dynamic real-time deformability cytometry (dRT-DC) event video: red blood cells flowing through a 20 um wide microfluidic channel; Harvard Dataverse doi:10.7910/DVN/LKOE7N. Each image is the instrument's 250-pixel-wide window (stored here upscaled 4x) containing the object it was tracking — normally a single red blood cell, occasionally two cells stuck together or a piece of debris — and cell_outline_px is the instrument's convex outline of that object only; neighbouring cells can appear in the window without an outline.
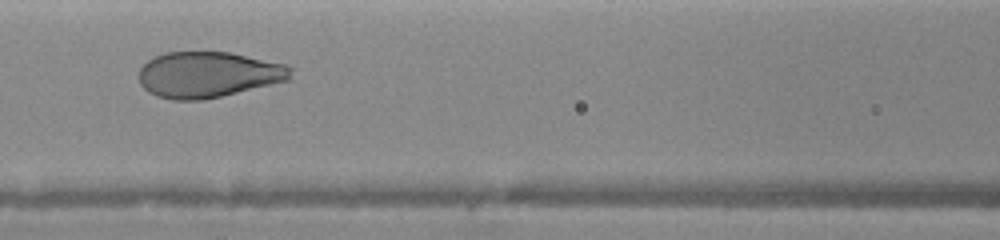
{"species": "human", "species_latin": "Homo sapiens", "temperature_condition": "warm", "stored_images_in_passage": 18, "camera_frame_rate_fps": 3000, "um_per_image_px": 0.085, "donor": {"sex": "female"}, "frame": {"image": 1, "passage_image": 8, "time_ms": 3.667, "image_size_px": [1000, 240], "cell_outline_px": [[292, 80], [220, 96], [200, 100], [172, 100], [156, 96], [148, 92], [140, 84], [140, 68], [148, 60], [164, 52], [232, 52], [284, 64], [292, 68]], "centroid_in_image_um": [17.72, 6.34], "position_along_channel_um": 148.9, "area_um2": 40.69}}
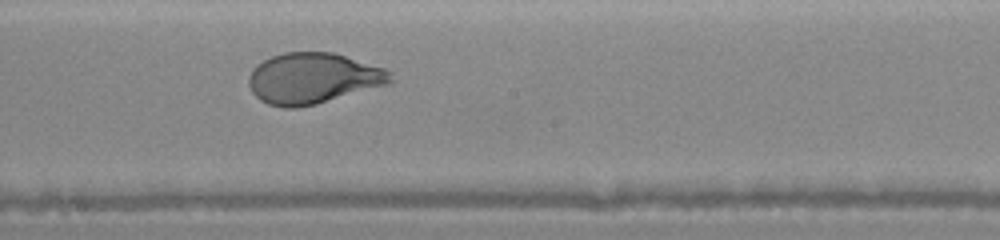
{"frame": {"image": 2, "passage_image": 11, "time_ms": 5.333, "image_size_px": [1000, 240], "cell_outline_px": [[396, 80], [392, 84], [316, 104], [296, 108], [284, 108], [268, 104], [260, 100], [252, 92], [248, 84], [248, 76], [252, 68], [256, 64], [272, 56], [284, 52], [332, 52], [384, 68], [392, 72]], "centroid_in_image_um": [26.63, 6.67], "position_along_channel_um": 221.6, "area_um2": 42.48}}
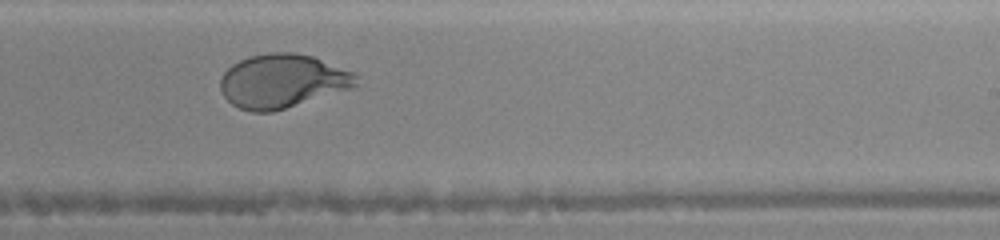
{"frame": {"image": 3, "passage_image": 13, "time_ms": 6.333, "image_size_px": [1000, 240], "cell_outline_px": [[356, 84], [352, 88], [272, 112], [252, 112], [240, 108], [232, 104], [224, 96], [220, 88], [220, 80], [224, 72], [232, 64], [248, 56], [268, 52], [292, 52], [312, 56], [356, 72]], "centroid_in_image_um": [23.99, 6.88], "position_along_channel_um": 265.0, "area_um2": 42.54}}